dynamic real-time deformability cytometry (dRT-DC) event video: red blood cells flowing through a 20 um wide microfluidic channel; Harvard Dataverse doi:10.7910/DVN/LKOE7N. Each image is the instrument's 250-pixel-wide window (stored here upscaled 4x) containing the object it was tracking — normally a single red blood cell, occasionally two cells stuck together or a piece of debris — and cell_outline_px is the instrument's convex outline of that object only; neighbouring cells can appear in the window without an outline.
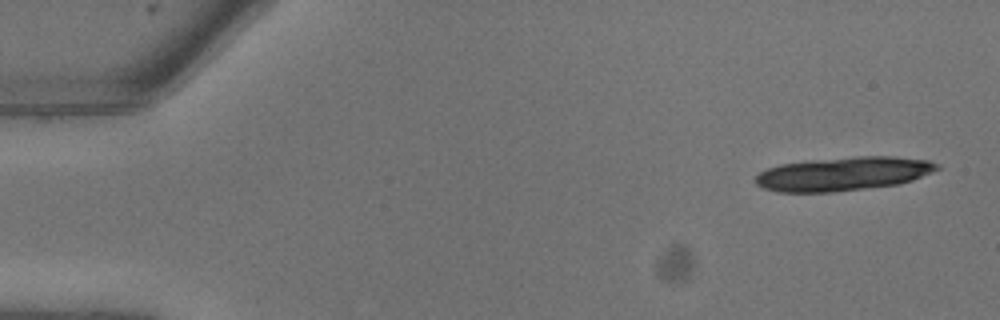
{"species": "common noctule bat (a hibernating species)", "species_latin": "Nyctalus noctula", "temperature_condition": "warm", "stored_images_in_passage": 10, "camera_frame_rate_fps": 3000, "um_per_image_px": 0.085, "animal": {"sex": "male", "body_mass_g": 13.3}, "frame": {"image": 1, "passage_image": 1, "time_ms": 0.0, "image_size_px": [1000, 320], "cell_outline_px": [[940, 168], [932, 172], [912, 180], [900, 184], [832, 192], [776, 192], [764, 188], [756, 184], [752, 180], [760, 172], [768, 168], [780, 164], [812, 160], [856, 156], [892, 156], [928, 160], [940, 164]], "centroid_in_image_um": [71.67, 14.77], "position_along_channel_um": 13.3, "area_um2": 35.78}}